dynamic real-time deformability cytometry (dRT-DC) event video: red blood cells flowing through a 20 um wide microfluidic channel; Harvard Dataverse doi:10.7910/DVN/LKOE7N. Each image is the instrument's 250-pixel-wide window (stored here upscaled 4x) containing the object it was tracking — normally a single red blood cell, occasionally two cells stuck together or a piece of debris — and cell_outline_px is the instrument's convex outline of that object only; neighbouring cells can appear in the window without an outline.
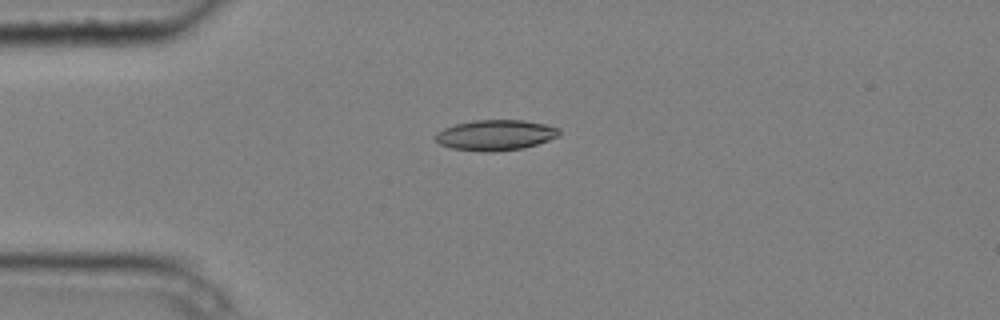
{"species": "common noctule bat (a hibernating species)", "species_latin": "Nyctalus noctula", "temperature_condition": "cold", "stored_images_in_passage": 5, "camera_frame_rate_fps": 3000, "um_per_image_px": 0.085, "animal": {"sex": "male", "body_mass_g": 20.4}, "frame": {"image": 1, "passage_image": 1, "time_ms": 0.0, "image_size_px": [1000, 320], "cell_outline_px": [[560, 136], [524, 148], [492, 152], [484, 152], [452, 148], [440, 144], [436, 140], [436, 132], [444, 128], [456, 124], [472, 120], [524, 120], [544, 124], [560, 128]], "centroid_in_image_um": [42.13, 11.48], "position_along_channel_um": 42.9, "area_um2": 22.02}}
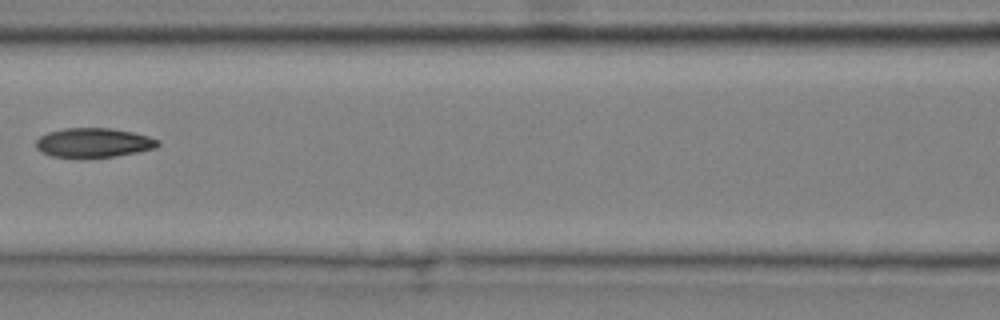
{"frame": {"image": 2, "passage_image": 4, "time_ms": 1.0, "image_size_px": [1000, 320], "cell_outline_px": [[160, 144], [156, 148], [116, 156], [52, 156], [36, 148], [36, 140], [40, 136], [48, 132], [64, 128], [112, 128], [132, 132], [148, 136], [160, 140]], "centroid_in_image_um": [7.99, 12.1], "position_along_channel_um": 158.6, "area_um2": 20.46}}
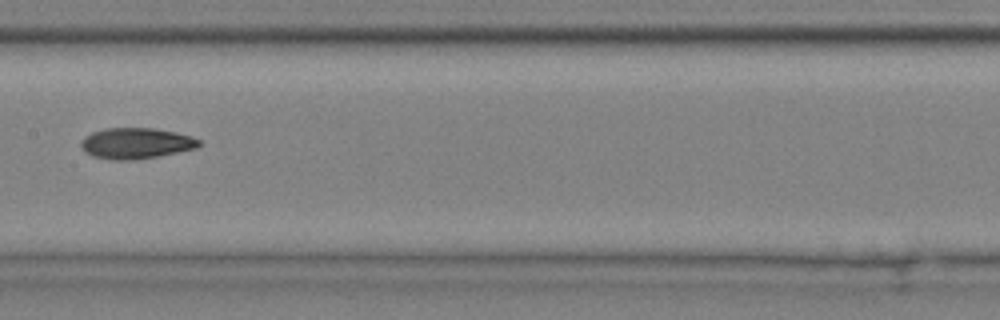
{"frame": {"image": 3, "passage_image": 5, "time_ms": 1.333, "image_size_px": [1000, 320], "cell_outline_px": [[200, 144], [196, 148], [156, 156], [132, 160], [112, 160], [92, 156], [84, 152], [80, 148], [80, 144], [84, 136], [92, 132], [104, 128], [152, 128], [176, 132], [192, 136], [200, 140]], "centroid_in_image_um": [11.51, 12.17], "position_along_channel_um": 195.9, "area_um2": 21.27}}